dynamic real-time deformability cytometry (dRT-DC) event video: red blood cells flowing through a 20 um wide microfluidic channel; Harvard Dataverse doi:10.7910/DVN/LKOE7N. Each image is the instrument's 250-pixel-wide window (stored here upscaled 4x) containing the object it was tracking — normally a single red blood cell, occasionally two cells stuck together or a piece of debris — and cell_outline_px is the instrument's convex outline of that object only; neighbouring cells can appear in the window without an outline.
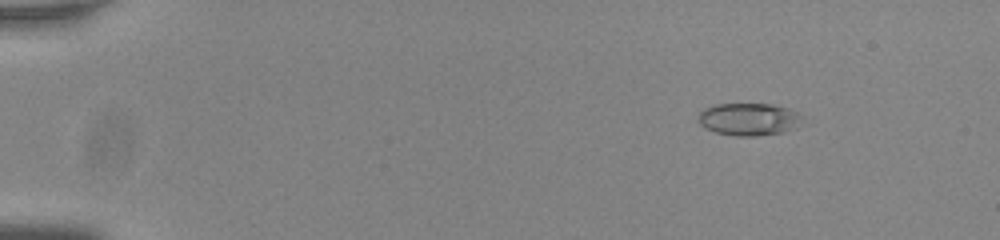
{"species": "common noctule bat (a hibernating species)", "species_latin": "Nyctalus noctula", "temperature_condition": "room temperature", "stored_images_in_passage": 49, "camera_frame_rate_fps": 3000, "um_per_image_px": 0.085, "animal": {"sex": "male", "body_mass_g": 20.0, "forearm_length_mm": 53.3}, "frame": {"image": 1, "passage_image": 4, "time_ms": 1.0, "image_size_px": [1000, 240], "cell_outline_px": [[796, 128], [784, 132], [756, 136], [736, 136], [716, 132], [704, 128], [696, 120], [700, 112], [704, 108], [716, 104], [772, 104], [788, 108], [796, 112]], "centroid_in_image_um": [63.54, 10.14], "position_along_channel_um": 21.5, "area_um2": 19.42}}
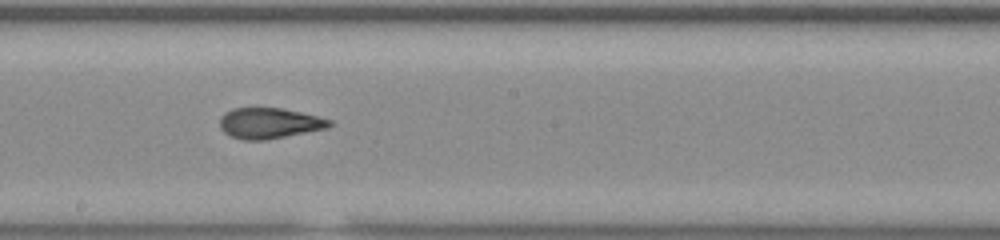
{"frame": {"image": 2, "passage_image": 29, "time_ms": 9.333, "image_size_px": [1000, 240], "cell_outline_px": [[332, 124], [328, 128], [264, 140], [244, 140], [232, 136], [224, 132], [220, 128], [220, 116], [224, 112], [232, 108], [280, 108], [300, 112], [332, 120]], "centroid_in_image_um": [22.86, 10.46], "position_along_channel_um": 225.3, "area_um2": 19.48}}
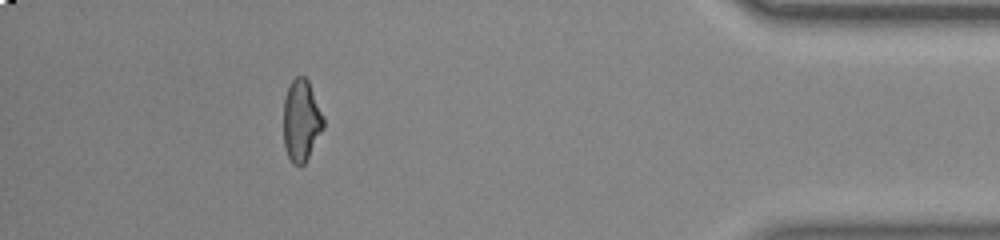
{"frame": {"image": 3, "passage_image": 47, "time_ms": 15.333, "image_size_px": [1000, 240], "cell_outline_px": [[324, 128], [304, 164], [300, 168], [292, 164], [288, 156], [284, 144], [284, 100], [288, 88], [292, 80], [296, 76], [304, 76], [308, 80], [324, 116]], "centroid_in_image_um": [25.62, 10.27], "position_along_channel_um": 409.6, "area_um2": 19.07}}